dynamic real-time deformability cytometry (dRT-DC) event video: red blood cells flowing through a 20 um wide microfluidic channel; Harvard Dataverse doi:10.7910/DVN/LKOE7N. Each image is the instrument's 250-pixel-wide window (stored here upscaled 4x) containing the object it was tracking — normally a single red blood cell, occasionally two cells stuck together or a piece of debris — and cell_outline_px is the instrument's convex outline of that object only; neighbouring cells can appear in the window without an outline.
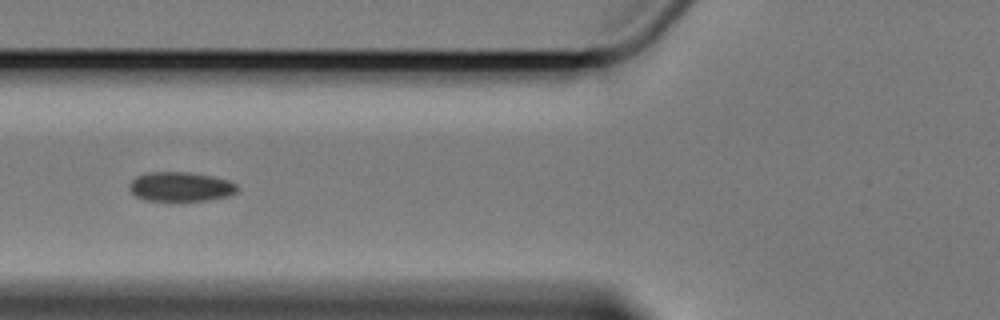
{"species": "Egyptian fruit bat (a non-hibernating species)", "species_latin": "Rousettus aegyptiacus", "temperature_condition": "cold", "stored_images_in_passage": 7, "camera_frame_rate_fps": 3000, "um_per_image_px": 0.085, "animal": {"sex": "female"}, "frame": {"image": 1, "passage_image": 7, "time_ms": 7.333, "image_size_px": [1000, 320], "cell_outline_px": [[240, 188], [236, 192], [228, 196], [208, 200], [180, 204], [144, 200], [136, 196], [128, 188], [128, 184], [136, 176], [148, 172], [188, 172], [212, 176], [228, 180], [236, 184]], "centroid_in_image_um": [15.33, 15.92], "position_along_channel_um": 110.5, "area_um2": 19.42}}